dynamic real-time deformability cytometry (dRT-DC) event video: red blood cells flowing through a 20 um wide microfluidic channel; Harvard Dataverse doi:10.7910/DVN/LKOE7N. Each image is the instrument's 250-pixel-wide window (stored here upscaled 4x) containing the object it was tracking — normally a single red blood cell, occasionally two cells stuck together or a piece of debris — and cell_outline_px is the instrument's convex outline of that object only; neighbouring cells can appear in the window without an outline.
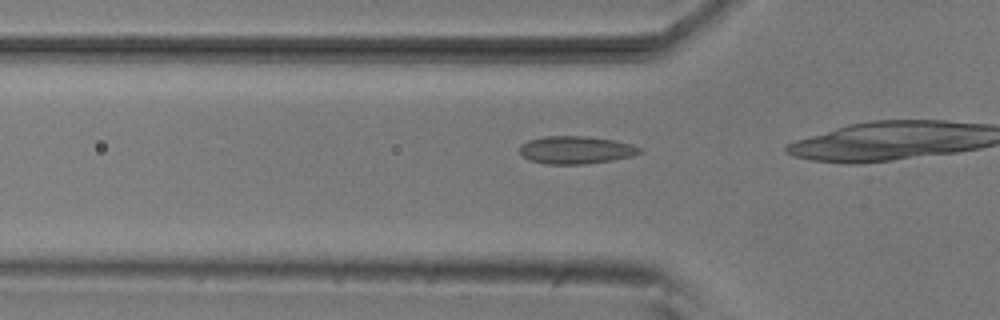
{"species": "common noctule bat (a hibernating species)", "species_latin": "Nyctalus noctula", "temperature_condition": "room temperature", "stored_images_in_passage": 20, "camera_frame_rate_fps": 3000, "um_per_image_px": 0.085, "animal": {"sex": "male", "body_mass_g": 20.5, "forearm_length_mm": 52.5}, "frame": {"image": 1, "passage_image": 12, "time_ms": 3.667, "image_size_px": [1000, 320], "cell_outline_px": [[644, 152], [632, 156], [612, 160], [584, 164], [548, 164], [528, 160], [520, 152], [520, 144], [528, 140], [544, 136], [584, 136], [616, 140], [632, 144], [640, 148]], "centroid_in_image_um": [48.96, 12.74], "position_along_channel_um": 76.8, "area_um2": 19.48}}
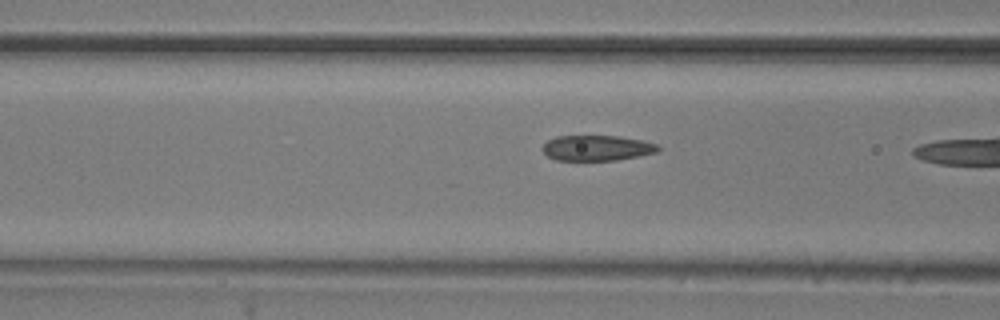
{"frame": {"image": 2, "passage_image": 15, "time_ms": 4.667, "image_size_px": [1000, 320], "cell_outline_px": [[660, 148], [656, 152], [616, 160], [556, 160], [548, 156], [540, 148], [548, 140], [556, 136], [620, 136], [644, 140], [656, 144]], "centroid_in_image_um": [50.71, 12.57], "position_along_channel_um": 115.9, "area_um2": 17.05}}